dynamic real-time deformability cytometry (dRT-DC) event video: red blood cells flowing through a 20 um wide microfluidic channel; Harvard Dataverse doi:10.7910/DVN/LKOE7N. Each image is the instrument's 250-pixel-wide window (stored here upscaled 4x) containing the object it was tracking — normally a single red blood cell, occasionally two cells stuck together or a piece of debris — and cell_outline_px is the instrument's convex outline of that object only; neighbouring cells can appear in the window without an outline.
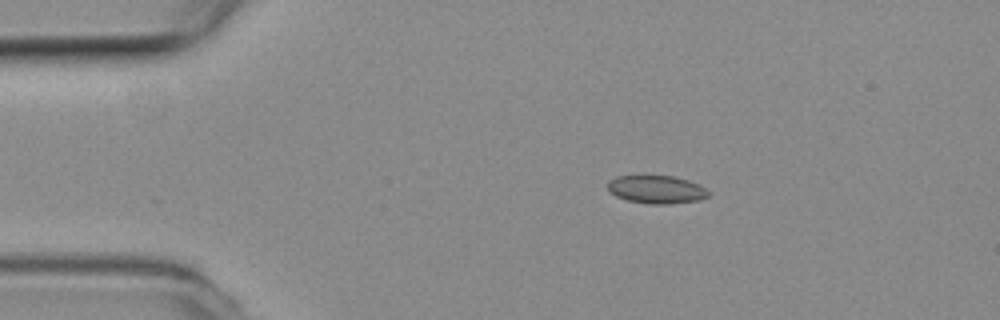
{"species": "common noctule bat (a hibernating species)", "species_latin": "Nyctalus noctula", "temperature_condition": "room temperature", "stored_images_in_passage": 3, "camera_frame_rate_fps": 3000, "um_per_image_px": 0.085, "animal": {"sex": "female", "body_mass_g": 19.3, "forearm_length_mm": 54.1}, "frame": {"image": 1, "passage_image": 2, "time_ms": 0.333, "image_size_px": [1000, 320], "cell_outline_px": [[708, 196], [700, 200], [668, 204], [648, 204], [628, 200], [616, 196], [608, 192], [608, 180], [616, 176], [672, 176], [688, 180], [704, 188], [708, 192]], "centroid_in_image_um": [55.75, 16.11], "position_along_channel_um": 29.2, "area_um2": 16.36}}